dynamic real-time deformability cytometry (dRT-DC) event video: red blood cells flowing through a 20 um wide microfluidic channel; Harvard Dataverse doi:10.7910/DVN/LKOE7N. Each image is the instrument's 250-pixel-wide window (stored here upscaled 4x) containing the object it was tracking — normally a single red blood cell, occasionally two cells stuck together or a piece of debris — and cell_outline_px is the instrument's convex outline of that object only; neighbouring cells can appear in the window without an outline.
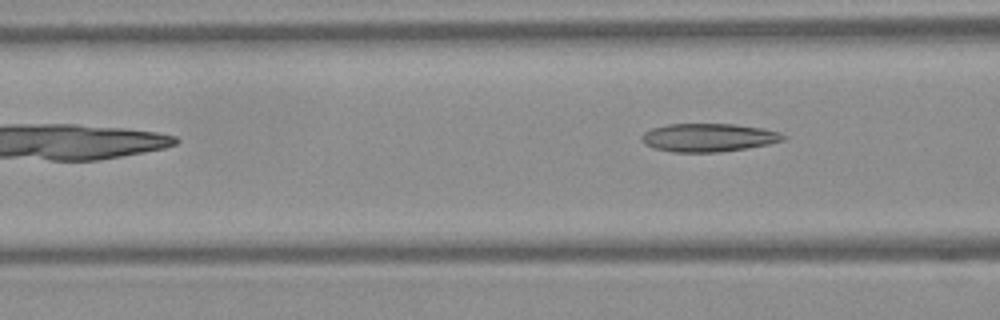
{"species": "Egyptian fruit bat (a non-hibernating species)", "species_latin": "Rousettus aegyptiacus", "temperature_condition": "warm", "stored_images_in_passage": 5, "camera_frame_rate_fps": 3000, "um_per_image_px": 0.085, "frame": {"image": 1, "passage_image": 3, "time_ms": 0.667, "image_size_px": [1000, 320], "cell_outline_px": [[788, 136], [784, 140], [768, 144], [720, 152], [672, 152], [656, 148], [644, 144], [640, 140], [640, 136], [644, 132], [652, 128], [668, 124], [732, 124], [764, 128], [780, 132]], "centroid_in_image_um": [60.22, 11.69], "position_along_channel_um": 106.4, "area_um2": 23.35}}